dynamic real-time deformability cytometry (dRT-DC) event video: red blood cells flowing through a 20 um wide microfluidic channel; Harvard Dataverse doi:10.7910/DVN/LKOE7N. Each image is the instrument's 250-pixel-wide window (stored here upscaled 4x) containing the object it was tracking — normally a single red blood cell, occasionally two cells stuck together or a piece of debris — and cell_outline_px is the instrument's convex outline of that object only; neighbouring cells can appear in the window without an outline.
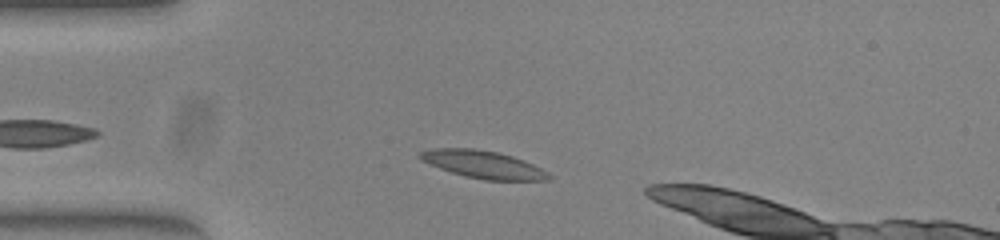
{"species": "common noctule bat (a hibernating species)", "species_latin": "Nyctalus noctula", "temperature_condition": "warm", "stored_images_in_passage": 35, "camera_frame_rate_fps": 3000, "um_per_image_px": 0.085, "animal": {"sex": "female", "body_mass_g": 23.0, "forearm_length_mm": 53.4}, "frame": {"image": 1, "passage_image": 6, "time_ms": 1.667, "image_size_px": [1000, 240], "cell_outline_px": [[552, 176], [548, 180], [484, 180], [464, 176], [440, 168], [420, 160], [416, 156], [420, 152], [432, 148], [472, 148], [496, 152], [512, 156], [524, 160], [548, 172]], "centroid_in_image_um": [41.04, 13.98], "position_along_channel_um": 44.0, "area_um2": 20.63}}
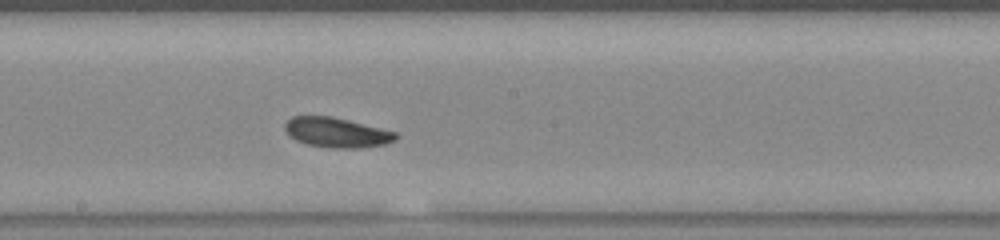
{"frame": {"image": 2, "passage_image": 21, "time_ms": 6.667, "image_size_px": [1000, 240], "cell_outline_px": [[400, 136], [396, 140], [384, 144], [360, 148], [332, 148], [308, 144], [296, 140], [284, 128], [284, 124], [292, 116], [332, 116], [396, 132]], "centroid_in_image_um": [28.64, 11.26], "position_along_channel_um": 219.6, "area_um2": 19.13}}
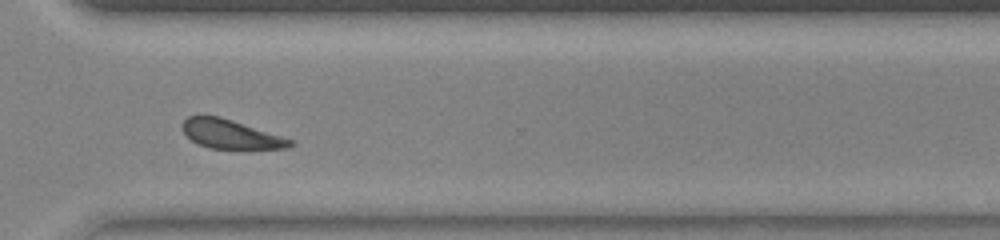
{"frame": {"image": 3, "passage_image": 31, "time_ms": 10.0, "image_size_px": [1000, 240], "cell_outline_px": [[296, 144], [288, 148], [208, 148], [192, 140], [184, 132], [184, 120], [188, 116], [220, 116], [292, 140]], "centroid_in_image_um": [19.61, 11.41], "position_along_channel_um": 351.0, "area_um2": 17.57}, "authors_computed_cell_mechanics": {"area_um2": 19.4208, "velocity_mm_per_s": 3.9385, "shape_relaxation_time_tau1_ms": 5.5576, "shape_relaxation_time_tau2_ms": null, "deformation_change_tau1": 0.1389, "deformation_change_tau2": null}}